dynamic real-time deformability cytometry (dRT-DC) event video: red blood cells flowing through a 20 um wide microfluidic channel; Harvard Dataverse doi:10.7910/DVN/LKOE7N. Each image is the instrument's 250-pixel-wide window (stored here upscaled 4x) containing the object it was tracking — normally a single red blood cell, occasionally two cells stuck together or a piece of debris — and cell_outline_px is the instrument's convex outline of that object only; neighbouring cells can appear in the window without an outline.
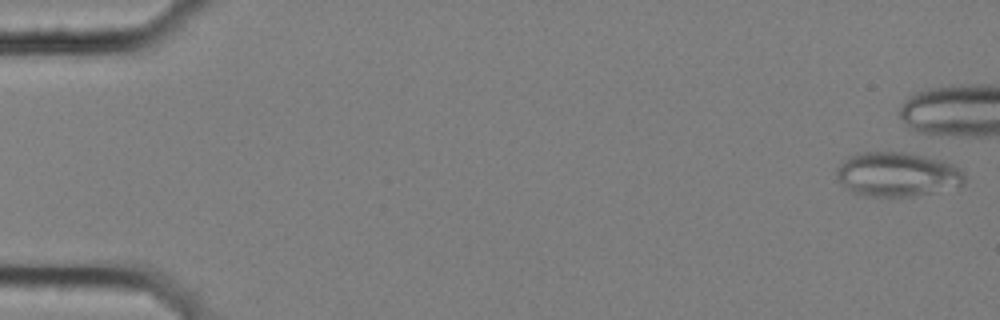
{"species": "common noctule bat (a hibernating species)", "species_latin": "Nyctalus noctula", "temperature_condition": "cold", "stored_images_in_passage": 2, "camera_frame_rate_fps": 3000, "um_per_image_px": 0.085, "animal": {"sex": "female", "body_mass_g": 25.1}, "frame": {"image": 1, "passage_image": 1, "time_ms": 0.0, "image_size_px": [1000, 320], "cell_outline_px": [[964, 184], [912, 196], [864, 196], [852, 192], [836, 176], [836, 168], [848, 156], [864, 152], [900, 152], [924, 156], [944, 160], [960, 168], [964, 172]], "centroid_in_image_um": [76.25, 14.81], "position_along_channel_um": 8.8, "area_um2": 32.66}}